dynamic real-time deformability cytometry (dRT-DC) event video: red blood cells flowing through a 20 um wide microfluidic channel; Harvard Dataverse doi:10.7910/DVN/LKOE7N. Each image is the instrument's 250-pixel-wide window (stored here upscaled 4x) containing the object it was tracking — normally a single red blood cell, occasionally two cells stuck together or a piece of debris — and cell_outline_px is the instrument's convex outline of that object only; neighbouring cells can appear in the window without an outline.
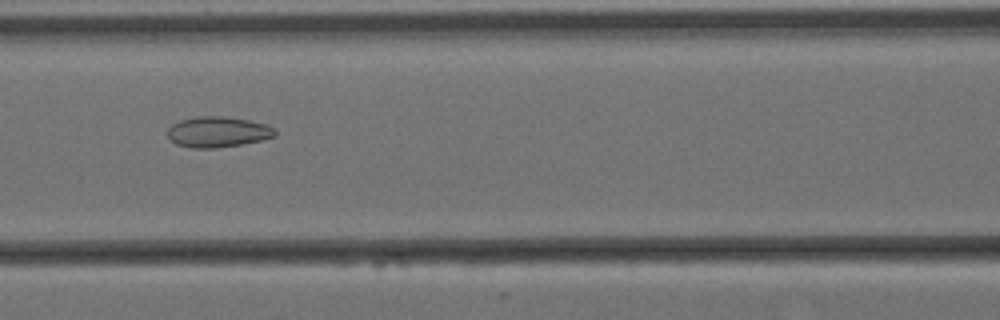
{"species": "Egyptian fruit bat (a non-hibernating species)", "species_latin": "Rousettus aegyptiacus", "temperature_condition": "cold", "stored_images_in_passage": 7, "camera_frame_rate_fps": 3000, "um_per_image_px": 0.085, "animal": {"sex": "female"}, "frame": {"image": 1, "passage_image": 7, "time_ms": 2.0, "image_size_px": [1000, 320], "cell_outline_px": [[276, 136], [260, 140], [240, 144], [216, 148], [192, 148], [176, 144], [168, 136], [168, 128], [172, 124], [180, 120], [200, 116], [224, 116], [248, 120], [264, 124], [276, 128]], "centroid_in_image_um": [18.51, 11.21], "position_along_channel_um": 148.1, "area_um2": 19.07}}